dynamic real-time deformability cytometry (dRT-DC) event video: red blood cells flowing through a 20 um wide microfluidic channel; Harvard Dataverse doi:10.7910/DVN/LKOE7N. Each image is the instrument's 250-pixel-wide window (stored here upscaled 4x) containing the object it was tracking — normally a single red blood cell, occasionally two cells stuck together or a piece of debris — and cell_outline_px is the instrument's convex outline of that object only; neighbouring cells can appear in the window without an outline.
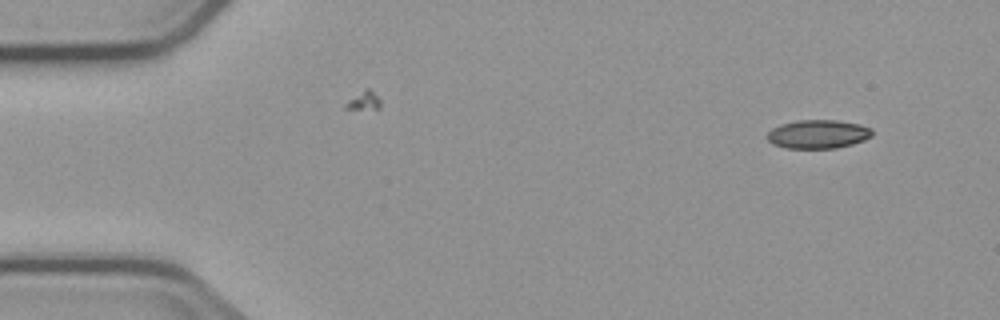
{"species": "common noctule bat (a hibernating species)", "species_latin": "Nyctalus noctula", "temperature_condition": "cold", "stored_images_in_passage": 4, "camera_frame_rate_fps": 3000, "um_per_image_px": 0.085, "animal": {"sex": "male", "body_mass_g": 23.1, "forearm_length_mm": 52.7}, "frame": {"image": 1, "passage_image": 1, "time_ms": 0.0, "image_size_px": [1000, 320], "cell_outline_px": [[872, 136], [864, 140], [852, 144], [836, 148], [788, 148], [772, 144], [764, 136], [772, 128], [780, 124], [800, 120], [836, 120], [860, 124], [872, 128]], "centroid_in_image_um": [69.52, 11.4], "position_along_channel_um": 15.5, "area_um2": 17.63}}
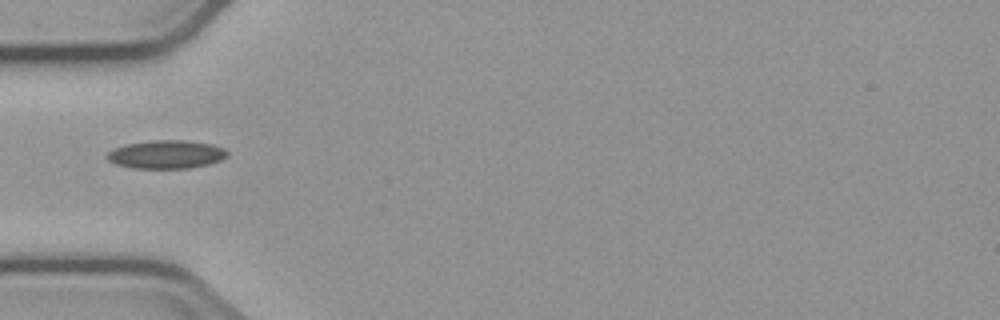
{"frame": {"image": 2, "passage_image": 4, "time_ms": 4.333, "image_size_px": [1000, 320], "cell_outline_px": [[228, 156], [220, 160], [208, 164], [188, 168], [132, 168], [116, 164], [108, 160], [108, 152], [124, 144], [152, 140], [184, 140], [212, 144], [224, 148], [228, 152]], "centroid_in_image_um": [14.15, 13.12], "position_along_channel_um": 70.8, "area_um2": 19.77}}